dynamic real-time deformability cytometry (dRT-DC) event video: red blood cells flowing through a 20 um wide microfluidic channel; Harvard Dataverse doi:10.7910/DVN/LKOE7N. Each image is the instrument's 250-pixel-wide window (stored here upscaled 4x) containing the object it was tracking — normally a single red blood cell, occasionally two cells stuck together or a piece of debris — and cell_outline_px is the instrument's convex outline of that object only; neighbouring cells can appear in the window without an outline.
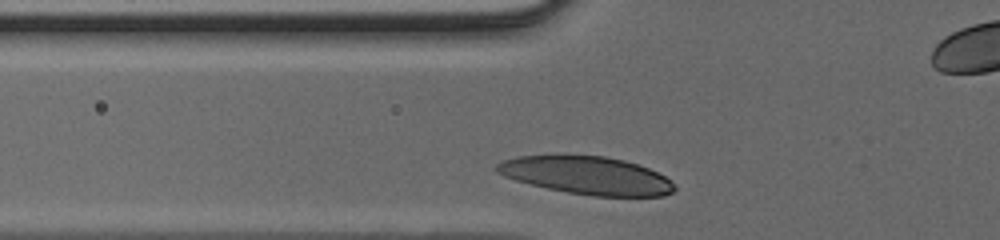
{"species": "human", "species_latin": "Homo sapiens", "temperature_condition": "cold", "stored_images_in_passage": 23, "camera_frame_rate_fps": 3000, "um_per_image_px": 0.085, "donor": {"sex": "male"}, "frame": {"image": 1, "passage_image": 2, "time_ms": 0.333, "image_size_px": [1000, 240], "cell_outline_px": [[676, 188], [672, 192], [664, 196], [592, 196], [568, 192], [548, 188], [516, 180], [504, 176], [496, 172], [492, 168], [496, 164], [504, 160], [516, 156], [564, 152], [604, 156], [624, 160], [648, 168], [672, 180]], "centroid_in_image_um": [49.81, 14.86], "position_along_channel_um": 76.0, "area_um2": 40.17}}
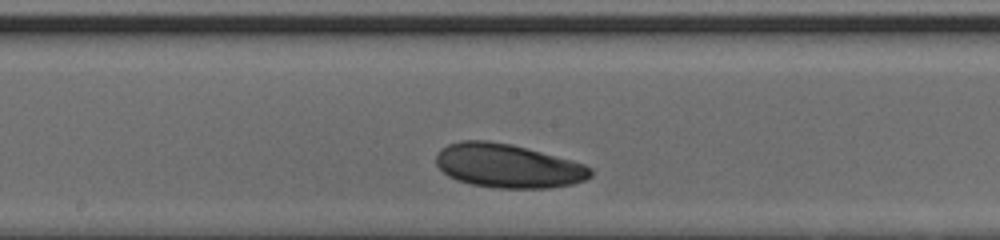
{"frame": {"image": 2, "passage_image": 11, "time_ms": 3.333, "image_size_px": [1000, 240], "cell_outline_px": [[592, 176], [584, 180], [572, 184], [548, 188], [496, 188], [472, 184], [456, 180], [448, 176], [436, 164], [436, 156], [440, 148], [448, 144], [460, 140], [488, 140], [512, 144], [572, 160], [584, 164], [592, 168]], "centroid_in_image_um": [43.16, 14.09], "position_along_channel_um": 205.0, "area_um2": 39.65}}
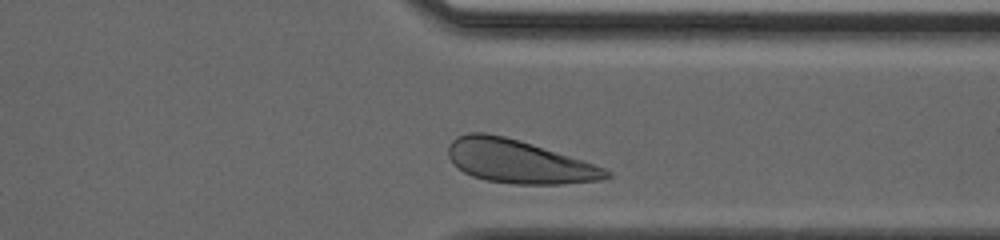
{"frame": {"image": 3, "passage_image": 22, "time_ms": 7.0, "image_size_px": [1000, 240], "cell_outline_px": [[612, 176], [600, 180], [560, 184], [512, 184], [488, 180], [472, 176], [464, 172], [448, 156], [448, 144], [456, 136], [468, 132], [484, 132], [504, 136], [580, 160], [604, 168], [612, 172]], "centroid_in_image_um": [44.04, 13.73], "position_along_channel_um": 367.4, "area_um2": 39.13}}